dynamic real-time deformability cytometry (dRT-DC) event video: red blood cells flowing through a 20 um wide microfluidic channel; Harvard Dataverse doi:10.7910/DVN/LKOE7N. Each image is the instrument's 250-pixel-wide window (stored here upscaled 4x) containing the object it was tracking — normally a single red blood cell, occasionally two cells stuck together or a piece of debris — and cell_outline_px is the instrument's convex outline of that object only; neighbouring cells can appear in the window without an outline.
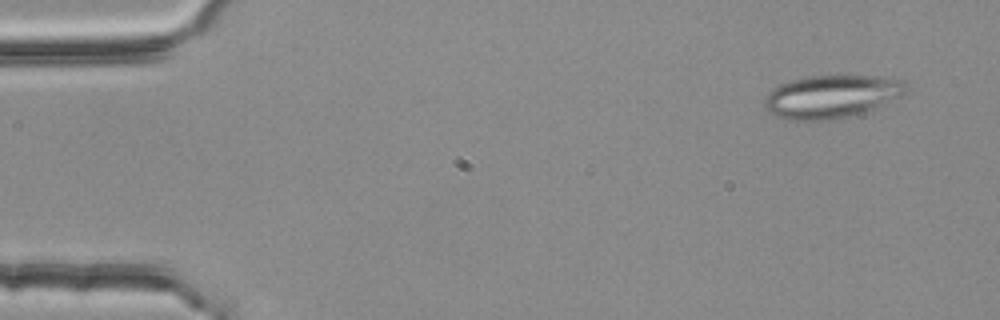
{"species": "common noctule bat (a hibernating species)", "species_latin": "Nyctalus noctula", "temperature_condition": "room temperature", "stored_images_in_passage": 4, "camera_frame_rate_fps": 3000, "um_per_image_px": 0.085, "animal": {"sex": "female", "body_mass_g": 25.1}, "frame": {"image": 1, "passage_image": 1, "time_ms": 0.0, "image_size_px": [1000, 320], "cell_outline_px": [[908, 88], [900, 96], [884, 104], [848, 116], [828, 120], [792, 120], [776, 116], [768, 112], [764, 108], [764, 100], [768, 92], [772, 88], [788, 80], [808, 76], [884, 76], [904, 80], [908, 84]], "centroid_in_image_um": [70.65, 8.18], "position_along_channel_um": 14.4, "area_um2": 35.43}}